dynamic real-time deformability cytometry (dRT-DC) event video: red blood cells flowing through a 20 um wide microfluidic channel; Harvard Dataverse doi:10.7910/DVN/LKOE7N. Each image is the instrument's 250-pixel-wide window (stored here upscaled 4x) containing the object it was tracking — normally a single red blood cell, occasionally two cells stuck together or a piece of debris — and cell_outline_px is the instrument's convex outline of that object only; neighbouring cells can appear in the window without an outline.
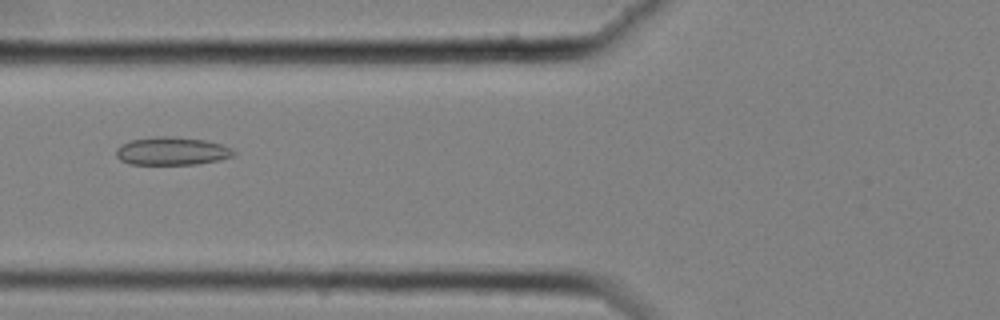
{"species": "common noctule bat (a hibernating species)", "species_latin": "Nyctalus noctula", "temperature_condition": "cold", "stored_images_in_passage": 39, "camera_frame_rate_fps": 3000, "um_per_image_px": 0.085, "animal": {"sex": "female", "body_mass_g": 25.1}, "frame": {"image": 1, "passage_image": 5, "time_ms": 1.333, "image_size_px": [1000, 320], "cell_outline_px": [[236, 156], [220, 160], [196, 164], [128, 164], [120, 160], [116, 156], [116, 148], [120, 144], [128, 140], [156, 136], [172, 136], [204, 140], [220, 144], [232, 148], [236, 152]], "centroid_in_image_um": [14.6, 12.84], "position_along_channel_um": 111.2, "area_um2": 19.48}}
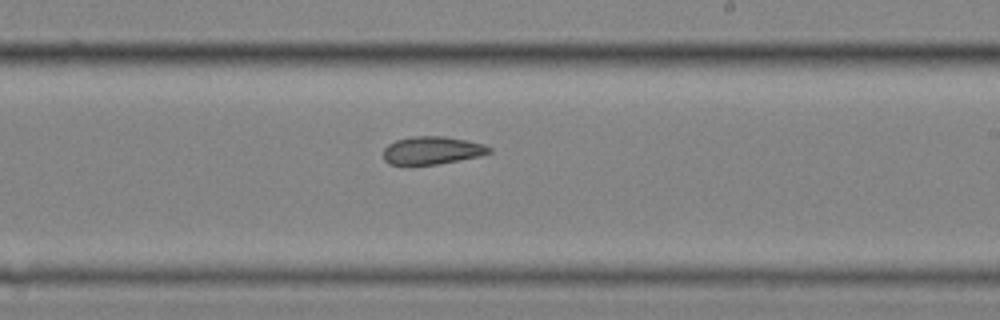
{"frame": {"image": 2, "passage_image": 17, "time_ms": 5.333, "image_size_px": [1000, 320], "cell_outline_px": [[492, 152], [480, 156], [436, 164], [388, 164], [384, 160], [384, 148], [388, 144], [396, 140], [412, 136], [444, 136], [484, 144], [492, 148]], "centroid_in_image_um": [36.73, 12.77], "position_along_channel_um": 252.3, "area_um2": 17.05}}
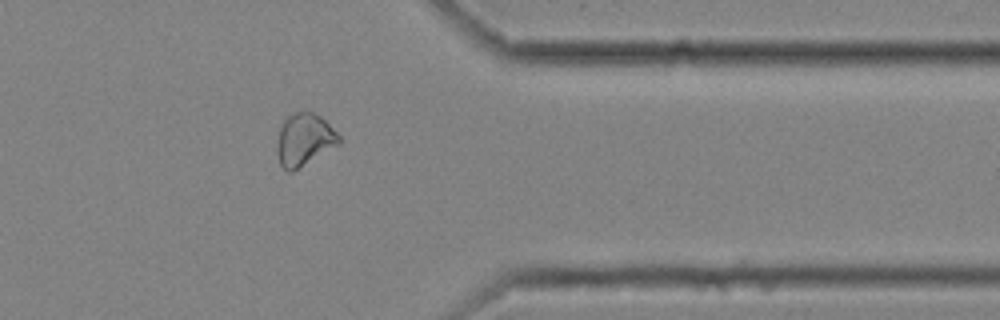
{"frame": {"image": 3, "passage_image": 29, "time_ms": 9.333, "image_size_px": [1000, 320], "cell_outline_px": [[340, 144], [292, 172], [288, 172], [280, 164], [276, 152], [276, 148], [280, 128], [284, 120], [292, 112], [312, 112], [320, 116], [340, 136]], "centroid_in_image_um": [25.85, 11.88], "position_along_channel_um": 385.6, "area_um2": 18.79}, "authors_computed_cell_mechanics": {"area_um2": 18.207, "velocity_mm_per_s": 3.5319, "shape_relaxation_time_tau1_ms": null, "shape_relaxation_time_tau2_ms": 5.6546, "deformation_change_tau1": null, "deformation_change_tau2": 0.1064}}